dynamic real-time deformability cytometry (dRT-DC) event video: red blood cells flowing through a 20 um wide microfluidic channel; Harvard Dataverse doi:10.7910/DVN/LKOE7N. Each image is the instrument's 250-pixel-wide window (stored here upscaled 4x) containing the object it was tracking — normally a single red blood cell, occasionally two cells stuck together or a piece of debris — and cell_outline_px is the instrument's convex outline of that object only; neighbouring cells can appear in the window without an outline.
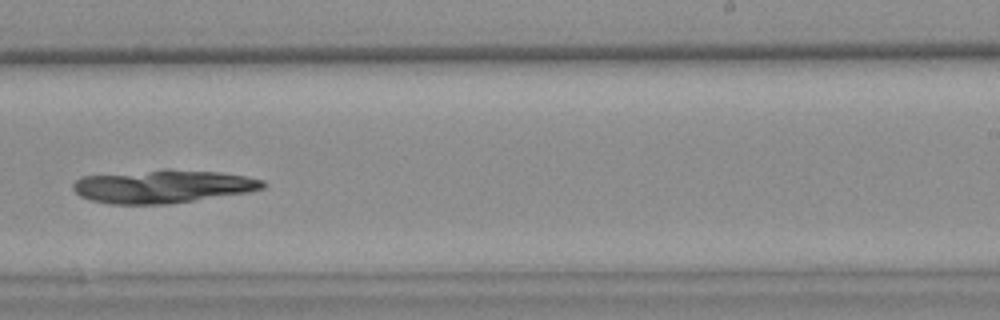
{"species": "common noctule bat (a hibernating species)", "species_latin": "Nyctalus noctula", "temperature_condition": "warm", "stored_images_in_passage": 9, "camera_frame_rate_fps": 3000, "um_per_image_px": 0.085, "animal": {"sex": "female", "body_mass_g": 25.1}, "frame": {"image": 1, "passage_image": 9, "time_ms": 2.667, "image_size_px": [1000, 320], "cell_outline_px": [[268, 184], [264, 188], [248, 192], [168, 204], [108, 204], [92, 200], [80, 196], [72, 188], [72, 184], [80, 176], [164, 168], [168, 168], [220, 172], [244, 176], [264, 180]], "centroid_in_image_um": [13.82, 15.82], "position_along_channel_um": 275.2, "area_um2": 37.17}}